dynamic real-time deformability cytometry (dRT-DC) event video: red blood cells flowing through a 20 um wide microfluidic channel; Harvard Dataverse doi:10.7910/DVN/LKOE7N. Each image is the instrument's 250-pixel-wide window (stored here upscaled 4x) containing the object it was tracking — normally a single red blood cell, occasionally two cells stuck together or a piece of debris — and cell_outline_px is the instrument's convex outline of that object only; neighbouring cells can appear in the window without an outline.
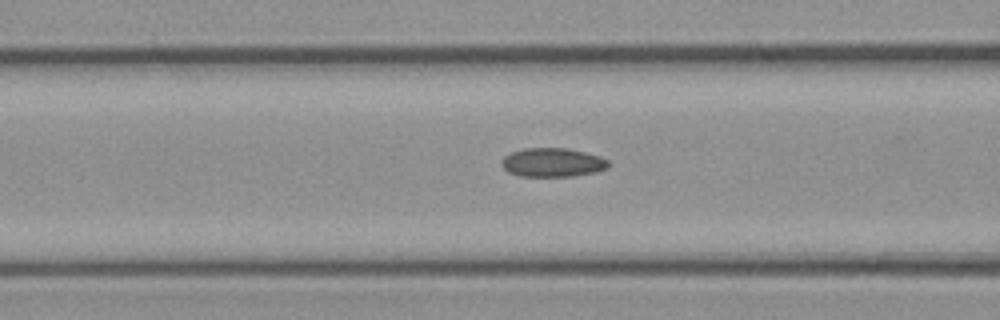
{"species": "common noctule bat (a hibernating species)", "species_latin": "Nyctalus noctula", "temperature_condition": "cold", "stored_images_in_passage": 41, "camera_frame_rate_fps": 3000, "um_per_image_px": 0.085, "animal": {"sex": "female", "body_mass_g": 21.9}, "frame": {"image": 1, "passage_image": 20, "time_ms": 6.333, "image_size_px": [1000, 320], "cell_outline_px": [[608, 168], [596, 172], [572, 176], [520, 176], [508, 172], [500, 164], [500, 160], [504, 156], [512, 152], [524, 148], [568, 148], [600, 156], [608, 160]], "centroid_in_image_um": [46.95, 13.81], "position_along_channel_um": 119.7, "area_um2": 18.03}}
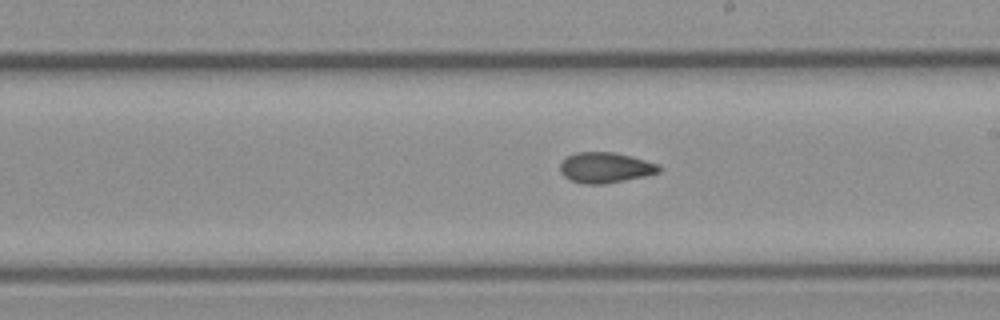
{"frame": {"image": 2, "passage_image": 29, "time_ms": 9.333, "image_size_px": [1000, 320], "cell_outline_px": [[664, 168], [660, 172], [644, 176], [604, 184], [584, 184], [568, 180], [560, 172], [560, 164], [568, 156], [576, 152], [612, 152], [632, 156], [660, 164]], "centroid_in_image_um": [51.48, 14.25], "position_along_channel_um": 237.5, "area_um2": 17.74}}
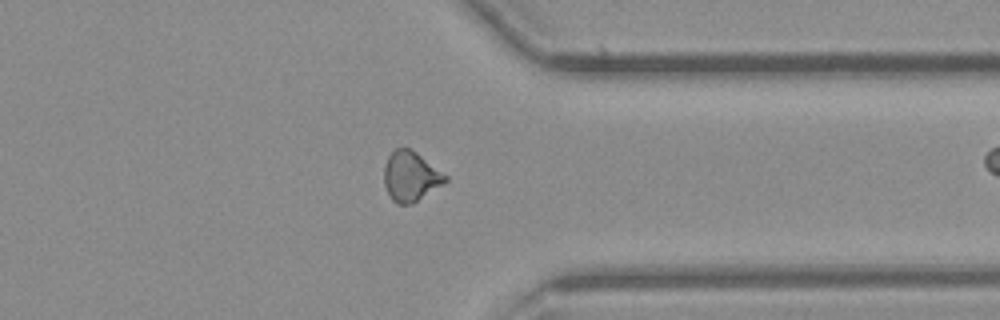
{"frame": {"image": 3, "passage_image": 40, "time_ms": 13.0, "image_size_px": [1000, 320], "cell_outline_px": [[448, 180], [444, 184], [412, 204], [396, 204], [392, 200], [384, 184], [384, 164], [388, 156], [396, 148], [408, 148], [416, 152], [448, 176]], "centroid_in_image_um": [34.91, 15.0], "position_along_channel_um": 376.5, "area_um2": 17.8}}